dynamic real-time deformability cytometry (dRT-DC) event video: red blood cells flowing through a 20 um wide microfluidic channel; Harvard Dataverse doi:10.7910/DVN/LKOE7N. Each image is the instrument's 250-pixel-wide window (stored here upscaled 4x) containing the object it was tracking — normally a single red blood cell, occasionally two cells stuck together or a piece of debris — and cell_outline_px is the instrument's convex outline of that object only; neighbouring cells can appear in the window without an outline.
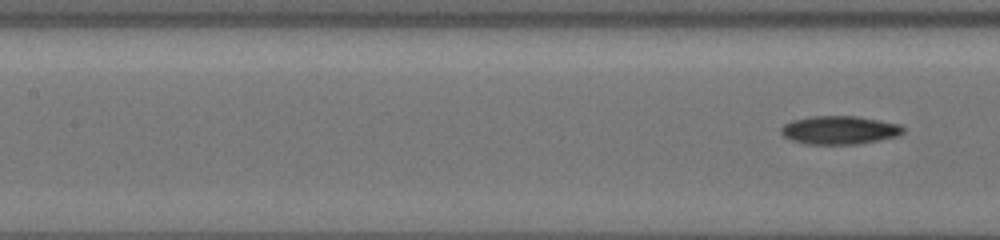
{"species": "common noctule bat (a hibernating species)", "species_latin": "Nyctalus noctula", "temperature_condition": "cold", "stored_images_in_passage": 49, "segment_of_instrument_passage": [2, 2], "camera_frame_rate_fps": 3000, "um_per_image_px": 0.085, "animal": {"sex": "female", "body_mass_g": 19.5, "forearm_length_mm": 54.1}, "frame": {"image": 1, "passage_image": 49, "time_ms": 11.0, "image_size_px": [1000, 240], "cell_outline_px": [[904, 132], [900, 136], [860, 144], [808, 144], [792, 140], [784, 136], [780, 132], [780, 128], [784, 124], [792, 120], [812, 116], [856, 116], [880, 120], [900, 124], [904, 128]], "centroid_in_image_um": [71.39, 11.06], "position_along_channel_um": 136.0, "area_um2": 20.35}}